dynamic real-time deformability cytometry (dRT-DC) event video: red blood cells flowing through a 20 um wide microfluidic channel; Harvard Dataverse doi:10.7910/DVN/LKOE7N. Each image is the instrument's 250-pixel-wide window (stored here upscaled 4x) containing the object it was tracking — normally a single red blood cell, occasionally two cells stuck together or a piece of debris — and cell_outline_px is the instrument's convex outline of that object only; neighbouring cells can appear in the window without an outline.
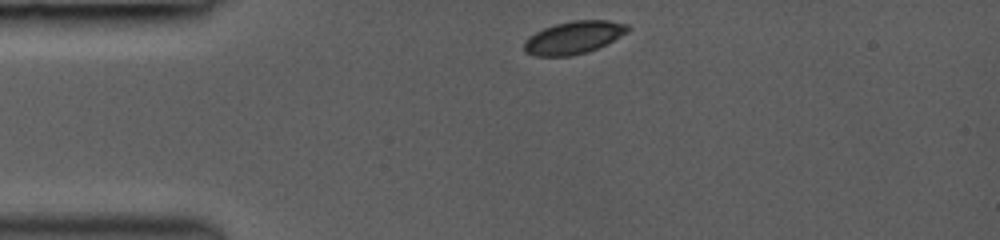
{"species": "common noctule bat (a hibernating species)", "species_latin": "Nyctalus noctula", "temperature_condition": "room temperature", "stored_images_in_passage": 4, "camera_frame_rate_fps": 3000, "um_per_image_px": 0.085, "animal": {"sex": "female", "body_mass_g": 19.0, "forearm_length_mm": 53.3}, "frame": {"image": 1, "passage_image": 1, "time_ms": 0.0, "image_size_px": [1000, 240], "cell_outline_px": [[632, 28], [628, 32], [588, 52], [572, 56], [536, 56], [524, 52], [524, 40], [528, 36], [544, 28], [556, 24], [572, 20], [608, 20], [628, 24]], "centroid_in_image_um": [48.75, 3.19], "position_along_channel_um": 36.3, "area_um2": 19.77}}